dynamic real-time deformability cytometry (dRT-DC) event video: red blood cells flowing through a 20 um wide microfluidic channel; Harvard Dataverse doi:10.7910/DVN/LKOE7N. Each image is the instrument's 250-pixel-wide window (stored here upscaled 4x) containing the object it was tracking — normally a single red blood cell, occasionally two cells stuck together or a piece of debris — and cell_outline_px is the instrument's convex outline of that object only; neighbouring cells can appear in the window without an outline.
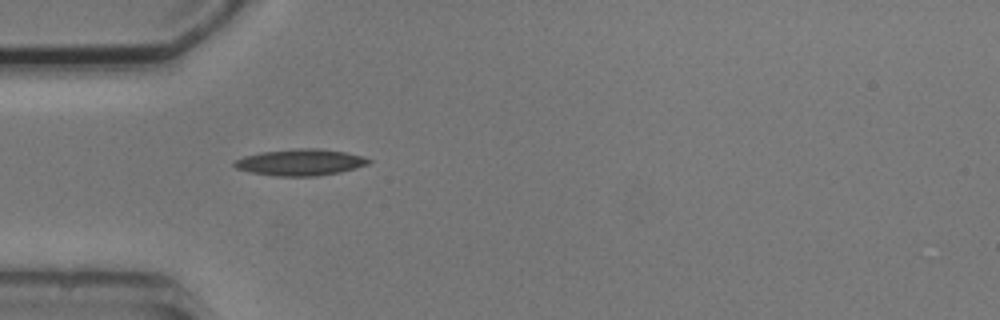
{"species": "common noctule bat (a hibernating species)", "species_latin": "Nyctalus noctula", "temperature_condition": "cold", "stored_images_in_passage": 4, "camera_frame_rate_fps": 3000, "um_per_image_px": 0.085, "animal": {"sex": "male", "body_mass_g": 20.5, "forearm_length_mm": 52.5}, "frame": {"image": 1, "passage_image": 4, "time_ms": 3.333, "image_size_px": [1000, 320], "cell_outline_px": [[372, 160], [368, 164], [356, 168], [340, 172], [316, 176], [276, 176], [252, 172], [236, 168], [232, 164], [236, 160], [244, 156], [260, 152], [300, 148], [320, 148], [344, 152], [360, 156]], "centroid_in_image_um": [25.52, 13.79], "position_along_channel_um": 59.5, "area_um2": 20.52}}